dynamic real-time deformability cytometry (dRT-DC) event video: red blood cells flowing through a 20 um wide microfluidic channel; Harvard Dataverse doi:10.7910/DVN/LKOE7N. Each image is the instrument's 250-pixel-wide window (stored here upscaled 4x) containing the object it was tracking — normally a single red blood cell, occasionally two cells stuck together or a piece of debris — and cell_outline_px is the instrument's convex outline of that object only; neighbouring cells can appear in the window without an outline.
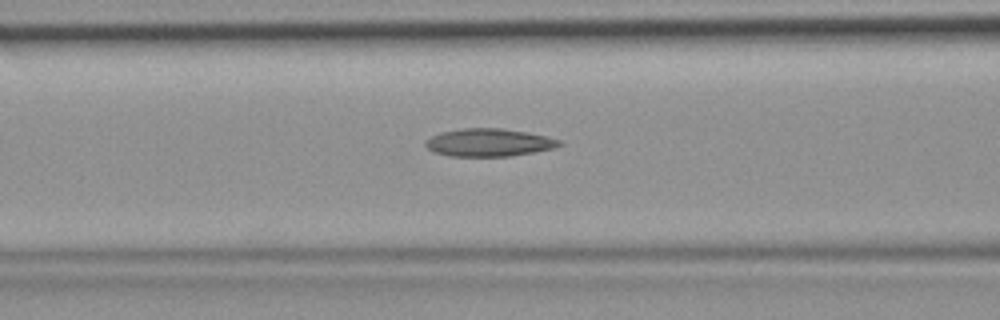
{"species": "common noctule bat (a hibernating species)", "species_latin": "Nyctalus noctula", "temperature_condition": "room temperature", "stored_images_in_passage": 47, "camera_frame_rate_fps": 3000, "um_per_image_px": 0.085, "animal": {"sex": "female", "body_mass_g": 19.9}, "frame": {"image": 1, "passage_image": 19, "time_ms": 6.0, "image_size_px": [1000, 320], "cell_outline_px": [[564, 144], [552, 148], [532, 152], [508, 156], [448, 156], [432, 152], [424, 144], [424, 140], [440, 132], [464, 128], [500, 128], [524, 132], [544, 136], [560, 140]], "centroid_in_image_um": [41.48, 12.11], "position_along_channel_um": 125.1, "area_um2": 21.5}}
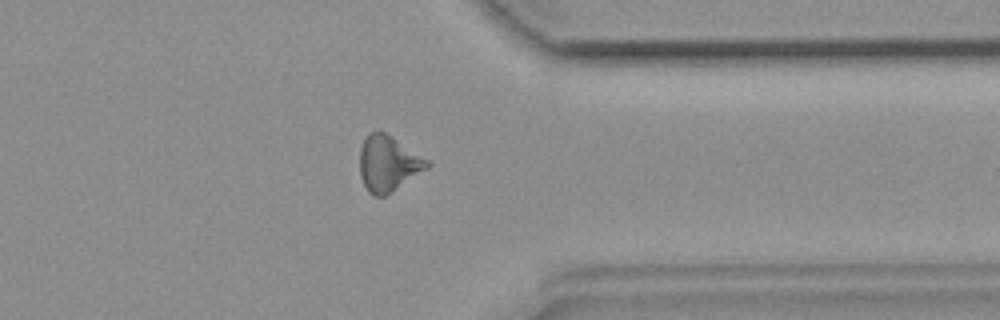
{"frame": {"image": 2, "passage_image": 37, "time_ms": 12.0, "image_size_px": [1000, 320], "cell_outline_px": [[432, 164], [428, 168], [384, 196], [372, 196], [368, 192], [360, 176], [360, 148], [368, 132], [384, 132], [428, 160]], "centroid_in_image_um": [32.97, 13.91], "position_along_channel_um": 378.4, "area_um2": 21.44}}
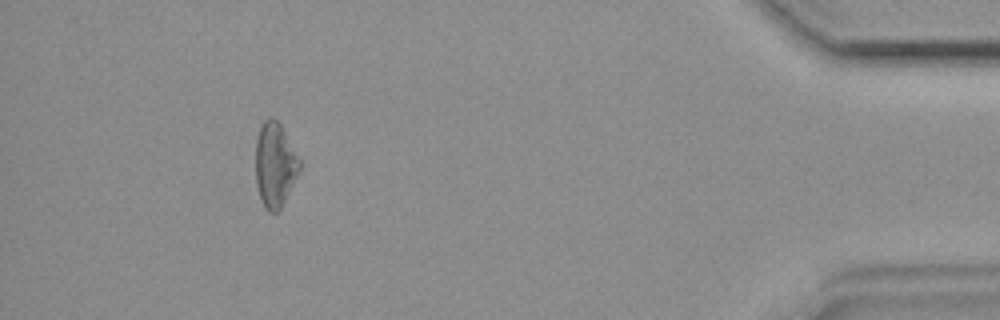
{"frame": {"image": 3, "passage_image": 43, "time_ms": 14.0, "image_size_px": [1000, 320], "cell_outline_px": [[300, 172], [280, 208], [276, 212], [268, 212], [264, 208], [256, 184], [256, 136], [264, 120], [268, 116], [272, 116], [280, 124], [300, 160]], "centroid_in_image_um": [23.36, 14.0], "position_along_channel_um": 411.8, "area_um2": 21.56}}